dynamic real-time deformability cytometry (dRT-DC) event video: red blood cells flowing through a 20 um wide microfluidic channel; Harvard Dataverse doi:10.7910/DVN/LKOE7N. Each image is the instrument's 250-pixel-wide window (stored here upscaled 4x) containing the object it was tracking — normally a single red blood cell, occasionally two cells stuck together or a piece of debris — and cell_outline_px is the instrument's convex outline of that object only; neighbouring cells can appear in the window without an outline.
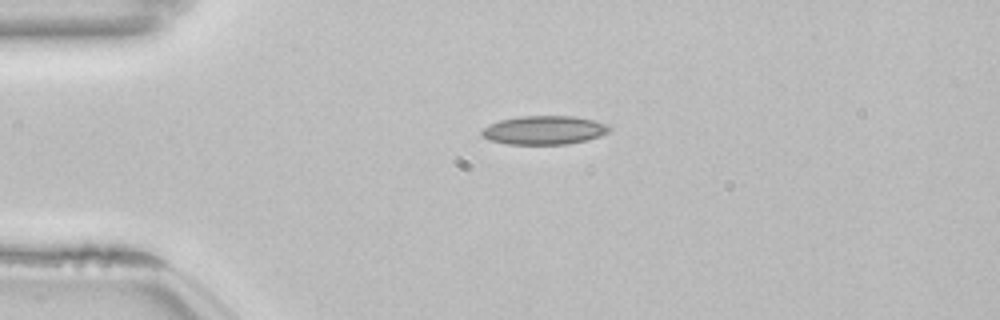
{"species": "common noctule bat (a hibernating species)", "species_latin": "Nyctalus noctula", "temperature_condition": "room temperature", "stored_images_in_passage": 42, "camera_frame_rate_fps": 3000, "um_per_image_px": 0.085, "animal": {"sex": "female", "body_mass_g": 22.7, "forearm_length_mm": 54.2}, "frame": {"image": 1, "passage_image": 1, "time_ms": 0.0, "image_size_px": [1000, 320], "cell_outline_px": [[612, 128], [608, 132], [600, 136], [568, 144], [508, 144], [488, 140], [480, 132], [480, 128], [488, 124], [500, 120], [520, 116], [572, 116], [596, 120], [608, 124]], "centroid_in_image_um": [46.24, 11.05], "position_along_channel_um": 38.8, "area_um2": 21.5}}
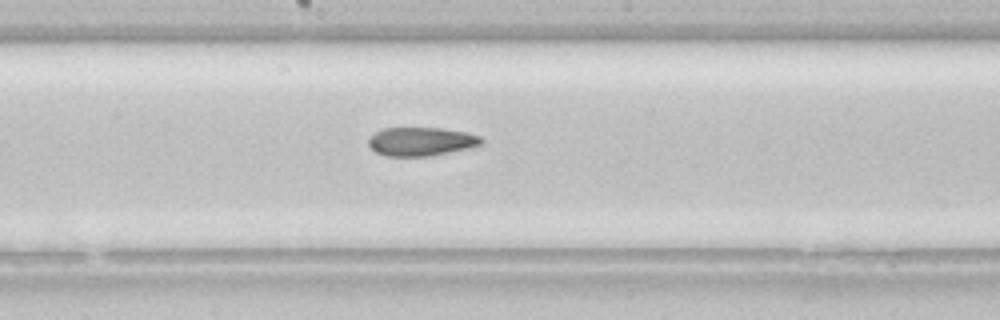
{"frame": {"image": 2, "passage_image": 17, "time_ms": 5.333, "image_size_px": [1000, 320], "cell_outline_px": [[484, 144], [472, 148], [432, 156], [384, 156], [376, 152], [368, 144], [368, 140], [376, 132], [384, 128], [440, 128], [468, 132], [480, 136], [484, 140]], "centroid_in_image_um": [35.87, 12.04], "position_along_channel_um": 212.3, "area_um2": 19.07}}
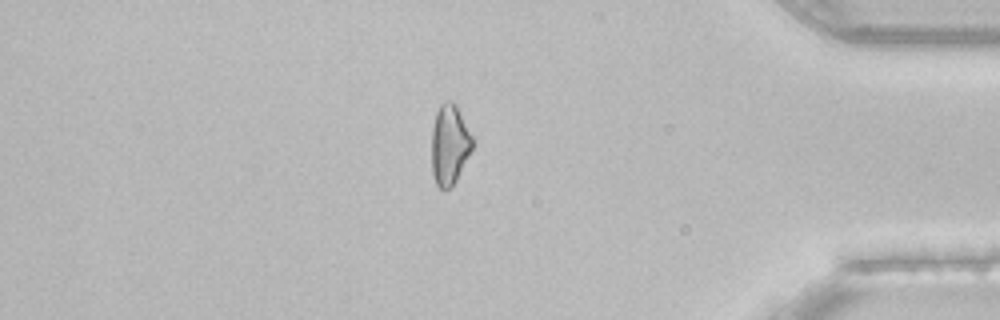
{"frame": {"image": 3, "passage_image": 34, "time_ms": 11.0, "image_size_px": [1000, 320], "cell_outline_px": [[472, 148], [456, 180], [444, 192], [436, 184], [432, 172], [432, 128], [436, 112], [440, 104], [444, 100], [452, 100], [456, 104], [472, 136]], "centroid_in_image_um": [38.19, 12.26], "position_along_channel_um": 397.0, "area_um2": 18.96}, "authors_computed_cell_mechanics": {"area_um2": 19.3919, "velocity_mm_per_s": 3.8593, "shape_relaxation_time_tau1_ms": null, "shape_relaxation_time_tau2_ms": 2.834, "deformation_change_tau1": null, "deformation_change_tau2": 0.1}}